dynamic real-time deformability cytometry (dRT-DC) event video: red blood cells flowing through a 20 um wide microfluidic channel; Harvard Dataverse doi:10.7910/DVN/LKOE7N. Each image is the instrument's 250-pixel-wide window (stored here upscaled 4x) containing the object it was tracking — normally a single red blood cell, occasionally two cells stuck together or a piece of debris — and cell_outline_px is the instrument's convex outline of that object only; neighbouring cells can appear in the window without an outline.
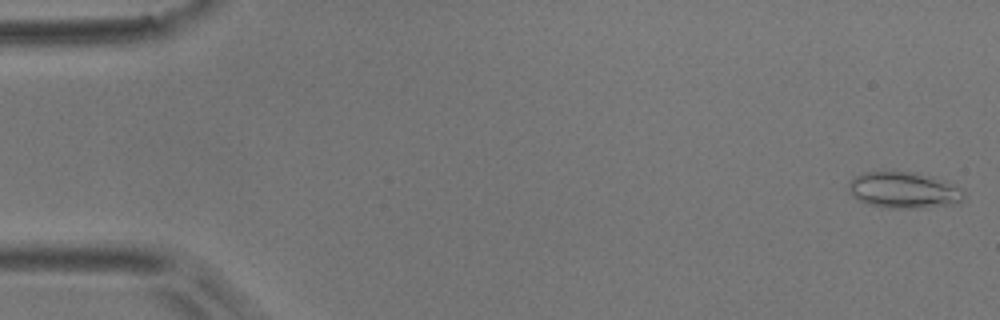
{"species": "common noctule bat (a hibernating species)", "species_latin": "Nyctalus noctula", "temperature_condition": "room temperature", "stored_images_in_passage": 10, "camera_frame_rate_fps": 3000, "um_per_image_px": 0.085, "animal": {"sex": "male", "body_mass_g": 17.9}, "frame": {"image": 1, "passage_image": 1, "time_ms": 0.0, "image_size_px": [1000, 320], "cell_outline_px": [[964, 200], [948, 204], [912, 208], [888, 208], [872, 204], [860, 200], [852, 196], [848, 188], [848, 184], [856, 176], [864, 172], [912, 172], [932, 176], [944, 180], [964, 192]], "centroid_in_image_um": [76.8, 16.15], "position_along_channel_um": 8.2, "area_um2": 23.76}}